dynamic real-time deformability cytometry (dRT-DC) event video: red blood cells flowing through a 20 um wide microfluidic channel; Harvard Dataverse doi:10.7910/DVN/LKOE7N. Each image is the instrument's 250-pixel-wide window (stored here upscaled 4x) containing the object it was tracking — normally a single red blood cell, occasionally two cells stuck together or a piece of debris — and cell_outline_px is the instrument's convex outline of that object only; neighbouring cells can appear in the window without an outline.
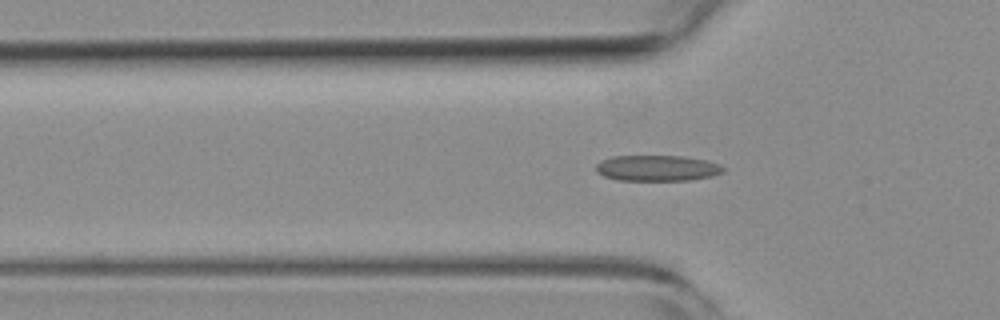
{"species": "common noctule bat (a hibernating species)", "species_latin": "Nyctalus noctula", "temperature_condition": "room temperature", "stored_images_in_passage": 34, "camera_frame_rate_fps": 3000, "um_per_image_px": 0.085, "animal": {"sex": "female", "body_mass_g": 19.3, "forearm_length_mm": 54.1}, "frame": {"image": 1, "passage_image": 10, "time_ms": 3.0, "image_size_px": [1000, 320], "cell_outline_px": [[724, 172], [712, 176], [688, 180], [616, 180], [604, 176], [596, 172], [596, 164], [600, 160], [612, 156], [684, 156], [708, 160], [720, 164], [724, 168]], "centroid_in_image_um": [55.86, 14.28], "position_along_channel_um": 69.9, "area_um2": 19.31}}
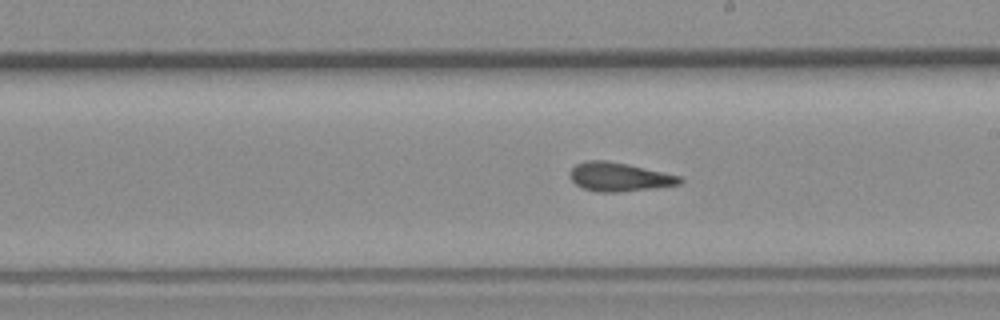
{"frame": {"image": 2, "passage_image": 23, "time_ms": 7.333, "image_size_px": [1000, 320], "cell_outline_px": [[684, 180], [680, 184], [656, 188], [620, 192], [596, 192], [584, 188], [576, 184], [568, 176], [568, 172], [576, 164], [588, 160], [604, 160], [628, 164], [680, 176]], "centroid_in_image_um": [52.62, 15.04], "position_along_channel_um": 236.4, "area_um2": 18.5}}
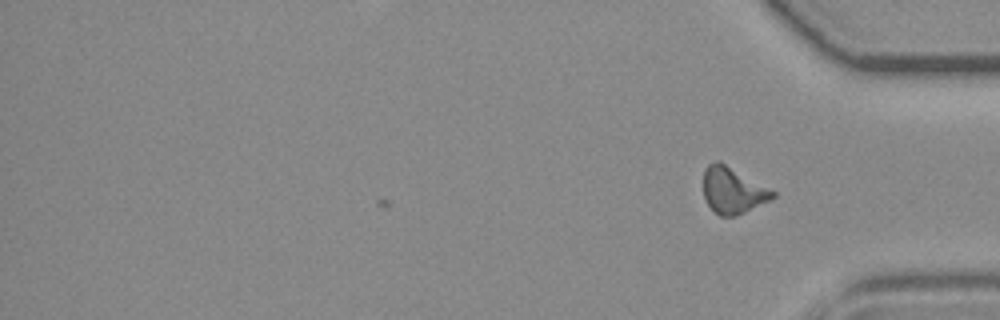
{"frame": {"image": 3, "passage_image": 34, "time_ms": 11.0, "image_size_px": [1000, 320], "cell_outline_px": [[776, 196], [736, 216], [720, 216], [708, 204], [704, 196], [704, 168], [708, 164], [716, 160], [720, 160], [776, 192]], "centroid_in_image_um": [62.27, 16.15], "position_along_channel_um": 372.9, "area_um2": 18.5}, "authors_computed_cell_mechanics": {"area_um2": 18.496, "velocity_mm_per_s": 3.8279, "shape_relaxation_time_tau1_ms": null, "shape_relaxation_time_tau2_ms": 1.6897, "deformation_change_tau1": null, "deformation_change_tau2": 0.0919}}